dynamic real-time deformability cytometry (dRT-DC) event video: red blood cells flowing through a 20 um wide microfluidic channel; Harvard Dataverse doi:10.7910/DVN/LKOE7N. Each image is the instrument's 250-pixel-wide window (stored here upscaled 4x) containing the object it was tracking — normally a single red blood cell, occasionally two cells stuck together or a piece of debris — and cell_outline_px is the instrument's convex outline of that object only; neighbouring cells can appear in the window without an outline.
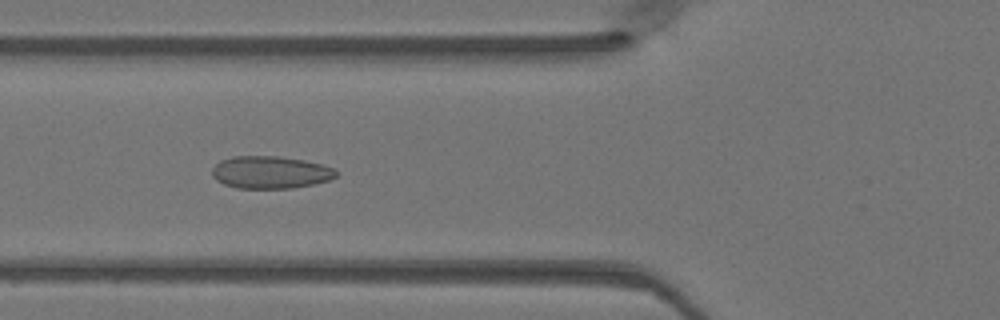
{"species": "Egyptian fruit bat (a non-hibernating species)", "species_latin": "Rousettus aegyptiacus", "temperature_condition": "warm", "stored_images_in_passage": 49, "camera_frame_rate_fps": 3000, "um_per_image_px": 0.085, "animal": {"sex": "female"}, "frame": {"image": 1, "passage_image": 18, "time_ms": 5.667, "image_size_px": [1000, 320], "cell_outline_px": [[336, 176], [328, 180], [312, 184], [292, 188], [236, 188], [224, 184], [216, 180], [212, 176], [212, 168], [220, 160], [232, 156], [276, 156], [304, 160], [336, 168]], "centroid_in_image_um": [22.95, 14.64], "position_along_channel_um": 102.8, "area_um2": 23.41}}
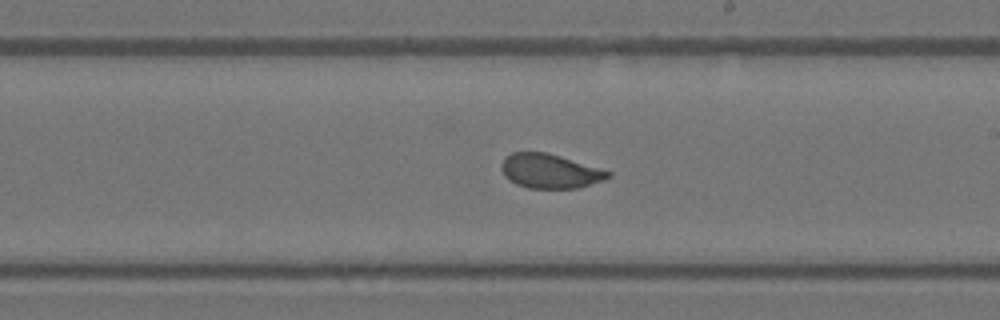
{"frame": {"image": 2, "passage_image": 28, "time_ms": 9.0, "image_size_px": [1000, 320], "cell_outline_px": [[612, 176], [604, 180], [580, 188], [528, 188], [516, 184], [508, 180], [504, 176], [500, 168], [500, 164], [504, 156], [512, 152], [548, 152], [600, 168], [612, 172]], "centroid_in_image_um": [46.72, 14.54], "position_along_channel_um": 242.3, "area_um2": 21.68}}
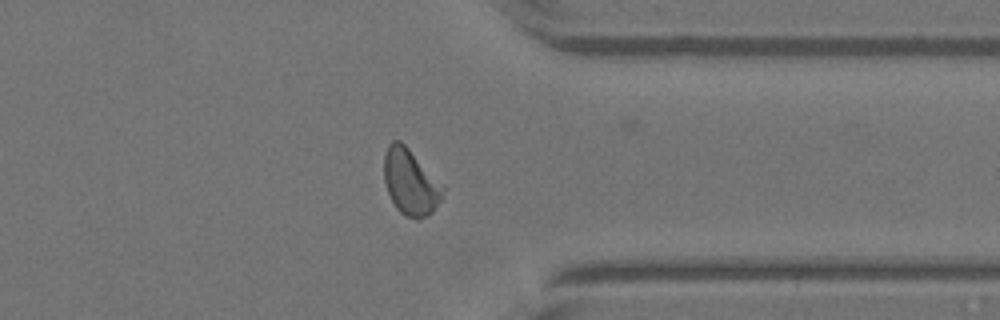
{"frame": {"image": 3, "passage_image": 38, "time_ms": 12.333, "image_size_px": [1000, 320], "cell_outline_px": [[444, 188], [440, 200], [432, 212], [428, 216], [416, 220], [404, 216], [396, 208], [388, 192], [384, 180], [384, 152], [388, 144], [392, 140], [400, 140], [444, 184]], "centroid_in_image_um": [34.88, 15.48], "position_along_channel_um": 376.5, "area_um2": 22.72}}